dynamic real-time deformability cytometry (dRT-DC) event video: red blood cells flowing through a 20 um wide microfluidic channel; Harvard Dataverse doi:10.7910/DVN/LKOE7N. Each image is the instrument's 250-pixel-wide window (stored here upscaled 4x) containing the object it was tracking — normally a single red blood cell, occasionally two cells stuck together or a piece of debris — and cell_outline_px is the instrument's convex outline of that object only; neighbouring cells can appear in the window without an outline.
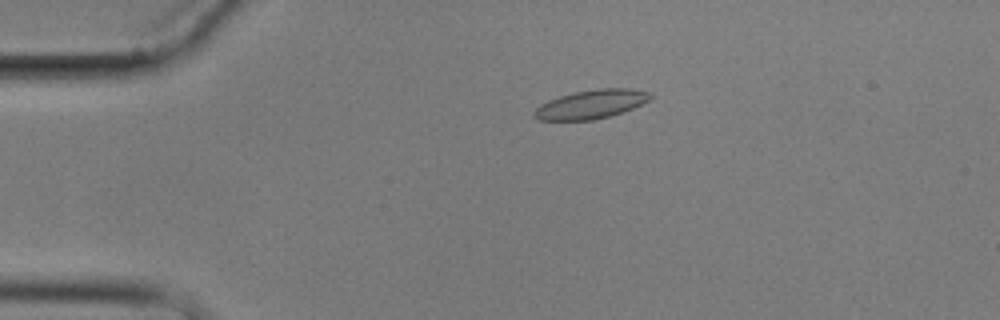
{"species": "common noctule bat (a hibernating species)", "species_latin": "Nyctalus noctula", "temperature_condition": "cold", "stored_images_in_passage": 7, "camera_frame_rate_fps": 3000, "um_per_image_px": 0.085, "animal": {"sex": "male", "body_mass_g": 17.9}, "frame": {"image": 1, "passage_image": 4, "time_ms": 3.667, "image_size_px": [1000, 320], "cell_outline_px": [[652, 96], [648, 100], [632, 108], [608, 116], [592, 120], [536, 120], [532, 116], [532, 112], [540, 104], [548, 100], [560, 96], [576, 92], [596, 88], [632, 88], [648, 92]], "centroid_in_image_um": [50.18, 8.86], "position_along_channel_um": 34.8, "area_um2": 19.36}}
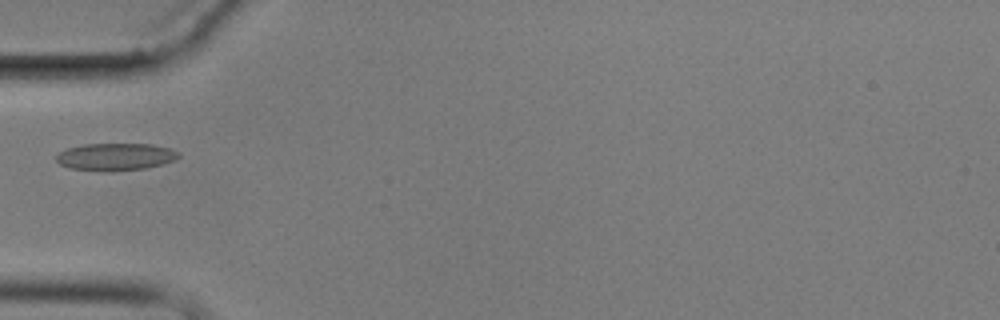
{"frame": {"image": 2, "passage_image": 6, "time_ms": 6.0, "image_size_px": [1000, 320], "cell_outline_px": [[180, 156], [176, 160], [144, 168], [112, 172], [68, 168], [60, 164], [56, 160], [56, 156], [60, 152], [68, 148], [84, 144], [152, 144], [172, 148], [180, 152]], "centroid_in_image_um": [9.84, 13.32], "position_along_channel_um": 75.2, "area_um2": 19.59}}
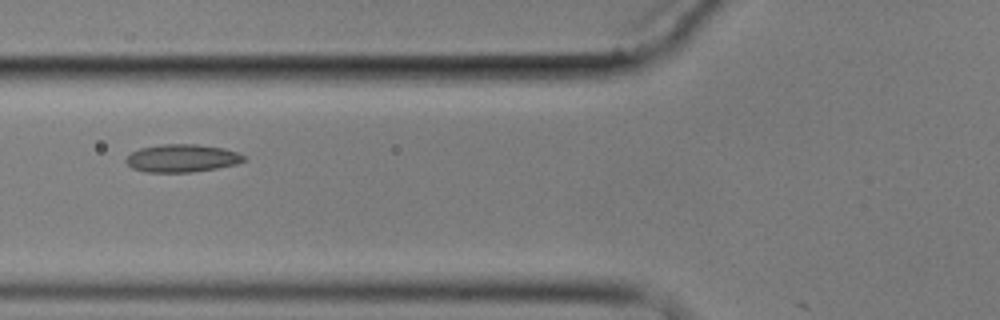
{"frame": {"image": 3, "passage_image": 7, "time_ms": 7.0, "image_size_px": [1000, 320], "cell_outline_px": [[248, 160], [236, 164], [216, 168], [188, 172], [148, 172], [132, 168], [124, 160], [132, 152], [140, 148], [160, 144], [196, 144], [224, 148], [236, 152], [244, 156]], "centroid_in_image_um": [15.47, 13.44], "position_along_channel_um": 110.3, "area_um2": 19.02}}